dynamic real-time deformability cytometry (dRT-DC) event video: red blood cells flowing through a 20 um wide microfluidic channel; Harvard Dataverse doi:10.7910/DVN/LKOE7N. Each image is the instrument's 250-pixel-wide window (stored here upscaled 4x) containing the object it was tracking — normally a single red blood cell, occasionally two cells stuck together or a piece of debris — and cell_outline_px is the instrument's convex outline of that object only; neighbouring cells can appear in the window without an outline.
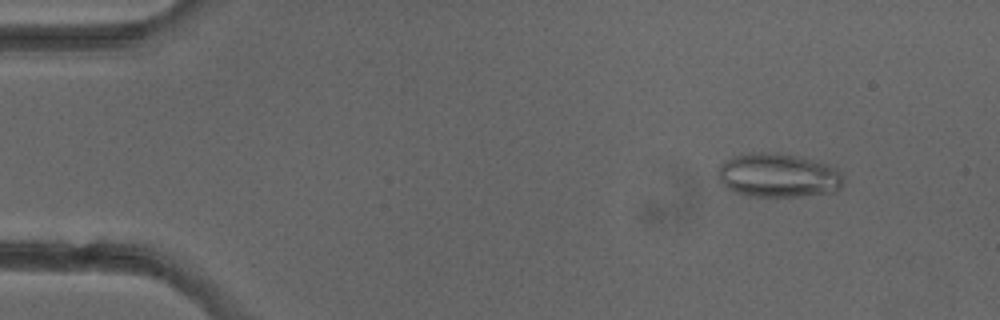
{"species": "common noctule bat (a hibernating species)", "species_latin": "Nyctalus noctula", "temperature_condition": "cold", "stored_images_in_passage": 5, "camera_frame_rate_fps": 3000, "um_per_image_px": 0.085, "animal": {"sex": "female"}, "frame": {"image": 1, "passage_image": 2, "time_ms": 1.333, "image_size_px": [1000, 320], "cell_outline_px": [[844, 184], [836, 192], [800, 196], [752, 196], [732, 192], [724, 188], [716, 176], [716, 168], [724, 160], [736, 156], [752, 152], [768, 152], [796, 156], [828, 164], [836, 168], [840, 172], [844, 180]], "centroid_in_image_um": [66.1, 14.92], "position_along_channel_um": 18.9, "area_um2": 32.54}}